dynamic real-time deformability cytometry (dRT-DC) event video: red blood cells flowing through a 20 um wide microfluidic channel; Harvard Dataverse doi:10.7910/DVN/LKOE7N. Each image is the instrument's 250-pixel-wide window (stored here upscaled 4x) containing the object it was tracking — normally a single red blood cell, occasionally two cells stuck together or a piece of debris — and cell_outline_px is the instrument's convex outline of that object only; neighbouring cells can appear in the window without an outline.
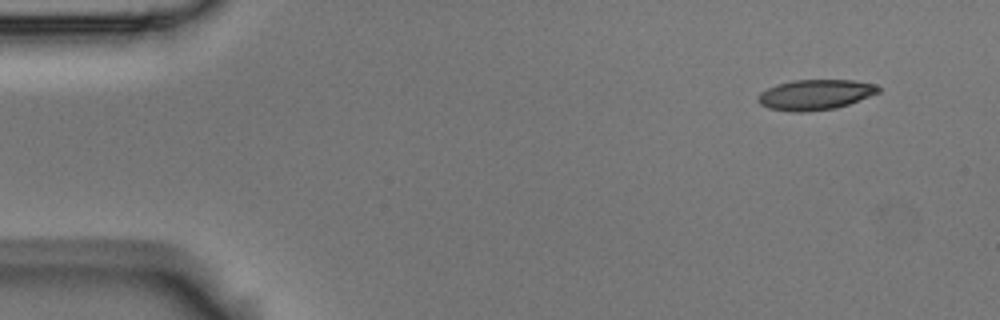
{"species": "Egyptian fruit bat (a non-hibernating species)", "species_latin": "Rousettus aegyptiacus", "temperature_condition": "room temperature", "stored_images_in_passage": 4, "segment_of_instrument_passage": [1, 2], "camera_frame_rate_fps": 3000, "um_per_image_px": 0.085, "animal": {"sex": "male"}, "frame": {"image": 1, "passage_image": 1, "time_ms": 0.0, "image_size_px": [1000, 320], "cell_outline_px": [[880, 92], [848, 104], [836, 108], [804, 112], [796, 112], [768, 108], [760, 104], [756, 100], [760, 92], [776, 84], [792, 80], [852, 80], [876, 84], [880, 88]], "centroid_in_image_um": [69.28, 8.04], "position_along_channel_um": 15.7, "area_um2": 21.27}}